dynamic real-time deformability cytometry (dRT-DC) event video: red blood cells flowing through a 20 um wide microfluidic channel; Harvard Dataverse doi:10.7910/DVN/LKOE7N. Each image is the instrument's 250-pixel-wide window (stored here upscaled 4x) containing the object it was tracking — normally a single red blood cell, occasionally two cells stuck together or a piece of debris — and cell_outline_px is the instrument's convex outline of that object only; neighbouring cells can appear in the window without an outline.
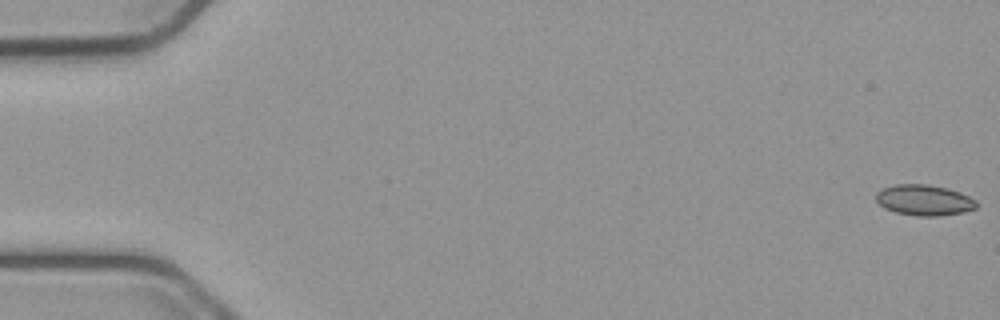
{"species": "common noctule bat (a hibernating species)", "species_latin": "Nyctalus noctula", "temperature_condition": "cold", "stored_images_in_passage": 55, "camera_frame_rate_fps": 3000, "um_per_image_px": 0.085, "animal": {"sex": "male", "body_mass_g": 23.1, "forearm_length_mm": 52.7}, "frame": {"image": 1, "passage_image": 1, "time_ms": 0.0, "image_size_px": [1000, 320], "cell_outline_px": [[976, 208], [964, 212], [940, 216], [916, 216], [896, 212], [884, 208], [876, 200], [876, 192], [884, 188], [896, 184], [928, 184], [948, 188], [960, 192], [976, 200]], "centroid_in_image_um": [78.56, 17.01], "position_along_channel_um": 6.4, "area_um2": 18.03}}
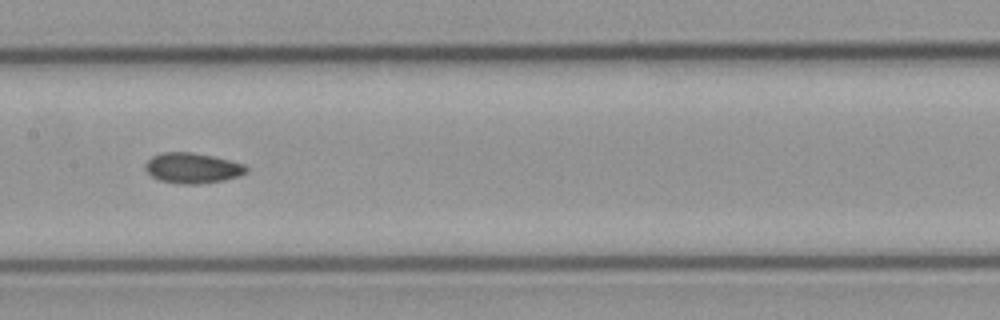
{"frame": {"image": 2, "passage_image": 28, "time_ms": 9.0, "image_size_px": [1000, 320], "cell_outline_px": [[248, 172], [240, 176], [224, 180], [200, 184], [180, 184], [160, 180], [152, 176], [144, 168], [144, 164], [152, 156], [160, 152], [192, 152], [212, 156], [244, 164], [248, 168]], "centroid_in_image_um": [16.36, 14.28], "position_along_channel_um": 191.0, "area_um2": 17.98}}
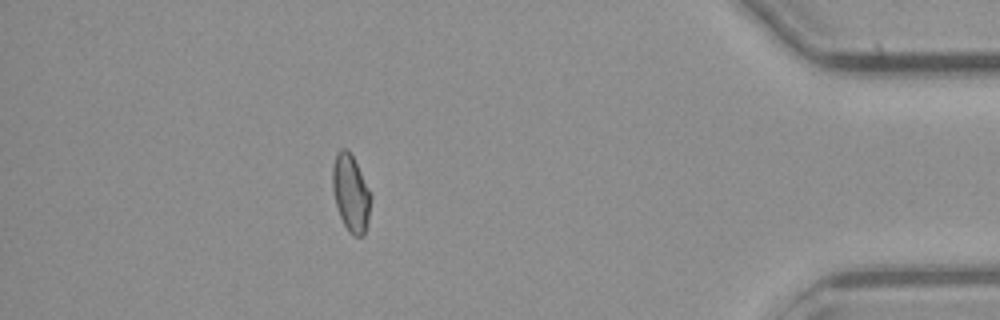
{"frame": {"image": 3, "passage_image": 49, "time_ms": 16.0, "image_size_px": [1000, 320], "cell_outline_px": [[372, 196], [368, 220], [364, 236], [356, 236], [348, 232], [340, 216], [336, 204], [332, 188], [332, 168], [336, 152], [340, 148], [348, 148]], "centroid_in_image_um": [29.81, 16.41], "position_along_channel_um": 405.4, "area_um2": 17.11}, "authors_computed_cell_mechanics": {"area_um2": 17.5134, "velocity_mm_per_s": 3.7653, "shape_relaxation_time_tau1_ms": null, "shape_relaxation_time_tau2_ms": 4.4885, "deformation_change_tau1": null, "deformation_change_tau2": 0.0833}}